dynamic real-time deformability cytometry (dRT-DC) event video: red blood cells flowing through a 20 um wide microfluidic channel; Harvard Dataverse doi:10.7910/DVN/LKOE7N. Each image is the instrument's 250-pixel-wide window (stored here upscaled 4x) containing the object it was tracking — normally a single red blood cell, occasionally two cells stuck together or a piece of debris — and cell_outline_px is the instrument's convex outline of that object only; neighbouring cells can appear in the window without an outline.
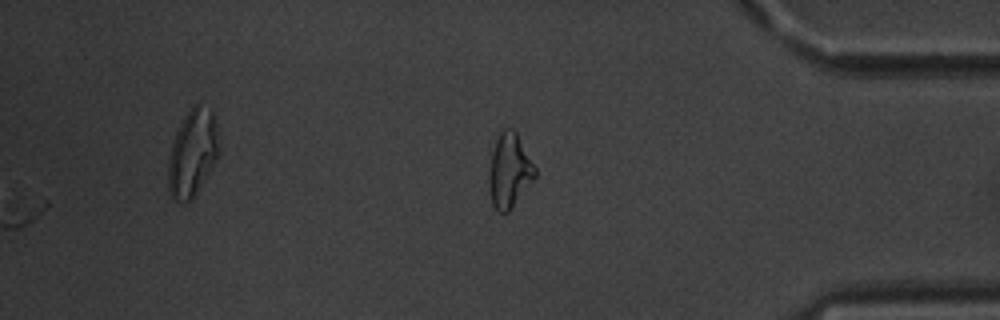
{"species": "common noctule bat (a hibernating species)", "species_latin": "Nyctalus noctula", "temperature_condition": "warm", "stored_images_in_passage": 48, "segment_of_instrument_passage": [2, 2], "camera_frame_rate_fps": 3000, "um_per_image_px": 0.085, "animal": {"sex": "male", "body_mass_g": 20.1, "forearm_length_mm": 53.5}, "frame": {"image": 1, "passage_image": 48, "time_ms": 15.667, "image_size_px": [1000, 320], "cell_outline_px": [[536, 176], [508, 212], [496, 212], [492, 204], [488, 184], [488, 172], [492, 152], [496, 140], [500, 132], [504, 128], [512, 128], [516, 132], [536, 168]], "centroid_in_image_um": [43.27, 14.51], "position_along_channel_um": 391.9, "area_um2": 19.83}}